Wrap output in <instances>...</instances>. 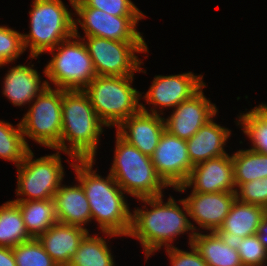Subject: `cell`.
Masks as SVG:
<instances>
[{"mask_svg":"<svg viewBox=\"0 0 267 266\" xmlns=\"http://www.w3.org/2000/svg\"><path fill=\"white\" fill-rule=\"evenodd\" d=\"M103 125L83 90H62V130L55 150L65 152L73 161L95 159Z\"/></svg>","mask_w":267,"mask_h":266,"instance_id":"3957f363","label":"cell"},{"mask_svg":"<svg viewBox=\"0 0 267 266\" xmlns=\"http://www.w3.org/2000/svg\"><path fill=\"white\" fill-rule=\"evenodd\" d=\"M81 40L97 76H134L136 71L146 73L140 67L143 62L135 54L148 52L146 42H121L95 36H85Z\"/></svg>","mask_w":267,"mask_h":266,"instance_id":"9c48e42d","label":"cell"},{"mask_svg":"<svg viewBox=\"0 0 267 266\" xmlns=\"http://www.w3.org/2000/svg\"><path fill=\"white\" fill-rule=\"evenodd\" d=\"M164 195L158 197L139 198L152 209H135L132 214L129 237L139 240L146 255V259L161 249L172 247V242L180 234L189 233V245L192 243L196 226L188 220V209L183 199L178 200L179 206L172 196L163 202ZM183 209V210H182ZM185 211V212H184ZM188 215V216H187ZM170 243V244H169Z\"/></svg>","mask_w":267,"mask_h":266,"instance_id":"7a4b0ae2","label":"cell"},{"mask_svg":"<svg viewBox=\"0 0 267 266\" xmlns=\"http://www.w3.org/2000/svg\"><path fill=\"white\" fill-rule=\"evenodd\" d=\"M13 202L19 206L26 231L31 238L37 239L58 222L53 199Z\"/></svg>","mask_w":267,"mask_h":266,"instance_id":"cb8c5ba5","label":"cell"},{"mask_svg":"<svg viewBox=\"0 0 267 266\" xmlns=\"http://www.w3.org/2000/svg\"><path fill=\"white\" fill-rule=\"evenodd\" d=\"M266 214L267 209L264 207L243 203L236 199L216 232L229 241L254 235Z\"/></svg>","mask_w":267,"mask_h":266,"instance_id":"7402d4cb","label":"cell"},{"mask_svg":"<svg viewBox=\"0 0 267 266\" xmlns=\"http://www.w3.org/2000/svg\"><path fill=\"white\" fill-rule=\"evenodd\" d=\"M218 109L201 88L191 98L181 102L170 117L164 118L165 130L180 139L188 140L217 114Z\"/></svg>","mask_w":267,"mask_h":266,"instance_id":"5bb4252c","label":"cell"},{"mask_svg":"<svg viewBox=\"0 0 267 266\" xmlns=\"http://www.w3.org/2000/svg\"><path fill=\"white\" fill-rule=\"evenodd\" d=\"M134 76H96L83 91L106 127H118L141 110L142 94L132 87Z\"/></svg>","mask_w":267,"mask_h":266,"instance_id":"5b68a950","label":"cell"},{"mask_svg":"<svg viewBox=\"0 0 267 266\" xmlns=\"http://www.w3.org/2000/svg\"><path fill=\"white\" fill-rule=\"evenodd\" d=\"M243 266H258L267 263V250L256 234L234 241Z\"/></svg>","mask_w":267,"mask_h":266,"instance_id":"1f68e13d","label":"cell"},{"mask_svg":"<svg viewBox=\"0 0 267 266\" xmlns=\"http://www.w3.org/2000/svg\"><path fill=\"white\" fill-rule=\"evenodd\" d=\"M202 80V75L197 76L192 72L169 76L158 75L154 77L152 85L143 98L148 105L161 107L160 111L164 107L175 108L206 86Z\"/></svg>","mask_w":267,"mask_h":266,"instance_id":"2e32d148","label":"cell"},{"mask_svg":"<svg viewBox=\"0 0 267 266\" xmlns=\"http://www.w3.org/2000/svg\"><path fill=\"white\" fill-rule=\"evenodd\" d=\"M88 233L82 227L56 222L37 239L59 266H67Z\"/></svg>","mask_w":267,"mask_h":266,"instance_id":"ac0fdd59","label":"cell"},{"mask_svg":"<svg viewBox=\"0 0 267 266\" xmlns=\"http://www.w3.org/2000/svg\"><path fill=\"white\" fill-rule=\"evenodd\" d=\"M238 118L237 124L252 141L250 149L267 155V121L254 108Z\"/></svg>","mask_w":267,"mask_h":266,"instance_id":"f1b7e54d","label":"cell"},{"mask_svg":"<svg viewBox=\"0 0 267 266\" xmlns=\"http://www.w3.org/2000/svg\"><path fill=\"white\" fill-rule=\"evenodd\" d=\"M16 126L0 120V158L15 163L17 167L31 149L24 138L20 122Z\"/></svg>","mask_w":267,"mask_h":266,"instance_id":"83f0119b","label":"cell"},{"mask_svg":"<svg viewBox=\"0 0 267 266\" xmlns=\"http://www.w3.org/2000/svg\"><path fill=\"white\" fill-rule=\"evenodd\" d=\"M151 160L159 177L173 189L185 183L193 168L186 140L166 130L162 133Z\"/></svg>","mask_w":267,"mask_h":266,"instance_id":"7c38bea8","label":"cell"},{"mask_svg":"<svg viewBox=\"0 0 267 266\" xmlns=\"http://www.w3.org/2000/svg\"><path fill=\"white\" fill-rule=\"evenodd\" d=\"M95 159H75L70 163L76 179L85 191L95 219L106 236H128L131 229L132 212L125 202V192L109 173L104 179L92 170ZM77 162V163H76Z\"/></svg>","mask_w":267,"mask_h":266,"instance_id":"6da1fadb","label":"cell"},{"mask_svg":"<svg viewBox=\"0 0 267 266\" xmlns=\"http://www.w3.org/2000/svg\"><path fill=\"white\" fill-rule=\"evenodd\" d=\"M192 186V192H235L232 156L225 154L194 165L185 183L175 191L184 192Z\"/></svg>","mask_w":267,"mask_h":266,"instance_id":"4fadbf2b","label":"cell"},{"mask_svg":"<svg viewBox=\"0 0 267 266\" xmlns=\"http://www.w3.org/2000/svg\"><path fill=\"white\" fill-rule=\"evenodd\" d=\"M80 39L78 25H74L73 36L49 51L53 56L43 72L54 88L83 90L97 76L86 45Z\"/></svg>","mask_w":267,"mask_h":266,"instance_id":"52a82bcc","label":"cell"},{"mask_svg":"<svg viewBox=\"0 0 267 266\" xmlns=\"http://www.w3.org/2000/svg\"><path fill=\"white\" fill-rule=\"evenodd\" d=\"M230 134L231 130L215 123L213 118L209 120L195 135L186 140L191 164L194 166L227 154L224 145Z\"/></svg>","mask_w":267,"mask_h":266,"instance_id":"ffe728a7","label":"cell"},{"mask_svg":"<svg viewBox=\"0 0 267 266\" xmlns=\"http://www.w3.org/2000/svg\"><path fill=\"white\" fill-rule=\"evenodd\" d=\"M150 111L141 104V110L123 121L117 127L116 133L143 154L151 157L165 130V122L164 117L160 116L163 112L159 114L156 108H151Z\"/></svg>","mask_w":267,"mask_h":266,"instance_id":"9a60e30c","label":"cell"},{"mask_svg":"<svg viewBox=\"0 0 267 266\" xmlns=\"http://www.w3.org/2000/svg\"><path fill=\"white\" fill-rule=\"evenodd\" d=\"M78 23L85 36H95L121 42H145L143 36L136 30L137 23L145 16H114L105 11L91 7H73Z\"/></svg>","mask_w":267,"mask_h":266,"instance_id":"8fae6325","label":"cell"},{"mask_svg":"<svg viewBox=\"0 0 267 266\" xmlns=\"http://www.w3.org/2000/svg\"><path fill=\"white\" fill-rule=\"evenodd\" d=\"M19 206L12 200L0 206V247L13 248L31 240Z\"/></svg>","mask_w":267,"mask_h":266,"instance_id":"d4e9b609","label":"cell"},{"mask_svg":"<svg viewBox=\"0 0 267 266\" xmlns=\"http://www.w3.org/2000/svg\"><path fill=\"white\" fill-rule=\"evenodd\" d=\"M29 34H22L25 50L30 48L29 58L54 49L74 34V18L61 0H33Z\"/></svg>","mask_w":267,"mask_h":266,"instance_id":"8992f818","label":"cell"},{"mask_svg":"<svg viewBox=\"0 0 267 266\" xmlns=\"http://www.w3.org/2000/svg\"><path fill=\"white\" fill-rule=\"evenodd\" d=\"M72 7H91L114 16H144L131 0H69Z\"/></svg>","mask_w":267,"mask_h":266,"instance_id":"4dcf8cb0","label":"cell"},{"mask_svg":"<svg viewBox=\"0 0 267 266\" xmlns=\"http://www.w3.org/2000/svg\"><path fill=\"white\" fill-rule=\"evenodd\" d=\"M98 236L88 233L67 266H115L106 240Z\"/></svg>","mask_w":267,"mask_h":266,"instance_id":"484cf974","label":"cell"},{"mask_svg":"<svg viewBox=\"0 0 267 266\" xmlns=\"http://www.w3.org/2000/svg\"><path fill=\"white\" fill-rule=\"evenodd\" d=\"M236 199L267 209V177L243 183L236 188Z\"/></svg>","mask_w":267,"mask_h":266,"instance_id":"836d02e7","label":"cell"},{"mask_svg":"<svg viewBox=\"0 0 267 266\" xmlns=\"http://www.w3.org/2000/svg\"><path fill=\"white\" fill-rule=\"evenodd\" d=\"M254 109L267 121V104H259Z\"/></svg>","mask_w":267,"mask_h":266,"instance_id":"74e56055","label":"cell"},{"mask_svg":"<svg viewBox=\"0 0 267 266\" xmlns=\"http://www.w3.org/2000/svg\"><path fill=\"white\" fill-rule=\"evenodd\" d=\"M34 100L20 121L24 138L55 149L62 130V89L49 85Z\"/></svg>","mask_w":267,"mask_h":266,"instance_id":"30bf717a","label":"cell"},{"mask_svg":"<svg viewBox=\"0 0 267 266\" xmlns=\"http://www.w3.org/2000/svg\"><path fill=\"white\" fill-rule=\"evenodd\" d=\"M12 249L16 266H59L44 250L38 239L32 238Z\"/></svg>","mask_w":267,"mask_h":266,"instance_id":"f546056e","label":"cell"},{"mask_svg":"<svg viewBox=\"0 0 267 266\" xmlns=\"http://www.w3.org/2000/svg\"><path fill=\"white\" fill-rule=\"evenodd\" d=\"M53 201L58 222L87 229L84 225L91 222V210L80 183L73 186L61 184Z\"/></svg>","mask_w":267,"mask_h":266,"instance_id":"44dd1931","label":"cell"},{"mask_svg":"<svg viewBox=\"0 0 267 266\" xmlns=\"http://www.w3.org/2000/svg\"><path fill=\"white\" fill-rule=\"evenodd\" d=\"M190 248L191 251L180 250L174 246L166 248L171 266H208L192 244Z\"/></svg>","mask_w":267,"mask_h":266,"instance_id":"e575fe53","label":"cell"},{"mask_svg":"<svg viewBox=\"0 0 267 266\" xmlns=\"http://www.w3.org/2000/svg\"><path fill=\"white\" fill-rule=\"evenodd\" d=\"M24 52L22 34L8 26H0V67L12 63Z\"/></svg>","mask_w":267,"mask_h":266,"instance_id":"d6a6232c","label":"cell"},{"mask_svg":"<svg viewBox=\"0 0 267 266\" xmlns=\"http://www.w3.org/2000/svg\"><path fill=\"white\" fill-rule=\"evenodd\" d=\"M256 235L259 241L263 244V246L267 250V214L259 224Z\"/></svg>","mask_w":267,"mask_h":266,"instance_id":"8d00e7d4","label":"cell"},{"mask_svg":"<svg viewBox=\"0 0 267 266\" xmlns=\"http://www.w3.org/2000/svg\"><path fill=\"white\" fill-rule=\"evenodd\" d=\"M60 151L33 159L30 150L24 160L17 166L16 195L27 196L13 201H33L53 199L62 184L64 168L61 163Z\"/></svg>","mask_w":267,"mask_h":266,"instance_id":"ba28073f","label":"cell"},{"mask_svg":"<svg viewBox=\"0 0 267 266\" xmlns=\"http://www.w3.org/2000/svg\"><path fill=\"white\" fill-rule=\"evenodd\" d=\"M236 188L246 182L267 177V155L251 149L239 150L232 155Z\"/></svg>","mask_w":267,"mask_h":266,"instance_id":"4316f807","label":"cell"},{"mask_svg":"<svg viewBox=\"0 0 267 266\" xmlns=\"http://www.w3.org/2000/svg\"><path fill=\"white\" fill-rule=\"evenodd\" d=\"M0 266H16L12 248L0 247Z\"/></svg>","mask_w":267,"mask_h":266,"instance_id":"d590c367","label":"cell"},{"mask_svg":"<svg viewBox=\"0 0 267 266\" xmlns=\"http://www.w3.org/2000/svg\"><path fill=\"white\" fill-rule=\"evenodd\" d=\"M34 65H17L8 71L4 77L3 95L15 106H24L34 99L50 84L43 81Z\"/></svg>","mask_w":267,"mask_h":266,"instance_id":"d6986e66","label":"cell"},{"mask_svg":"<svg viewBox=\"0 0 267 266\" xmlns=\"http://www.w3.org/2000/svg\"><path fill=\"white\" fill-rule=\"evenodd\" d=\"M191 244L208 266H243L234 241L216 231L207 234L195 232Z\"/></svg>","mask_w":267,"mask_h":266,"instance_id":"603a6c76","label":"cell"},{"mask_svg":"<svg viewBox=\"0 0 267 266\" xmlns=\"http://www.w3.org/2000/svg\"><path fill=\"white\" fill-rule=\"evenodd\" d=\"M183 200L187 206L189 217L201 228L214 232L220 228L229 214L236 200V194L235 192H192Z\"/></svg>","mask_w":267,"mask_h":266,"instance_id":"e0dca14e","label":"cell"},{"mask_svg":"<svg viewBox=\"0 0 267 266\" xmlns=\"http://www.w3.org/2000/svg\"><path fill=\"white\" fill-rule=\"evenodd\" d=\"M116 148L110 174L121 189L139 198L162 196L168 187L159 177L151 157L143 154L116 133Z\"/></svg>","mask_w":267,"mask_h":266,"instance_id":"277c9868","label":"cell"}]
</instances>
